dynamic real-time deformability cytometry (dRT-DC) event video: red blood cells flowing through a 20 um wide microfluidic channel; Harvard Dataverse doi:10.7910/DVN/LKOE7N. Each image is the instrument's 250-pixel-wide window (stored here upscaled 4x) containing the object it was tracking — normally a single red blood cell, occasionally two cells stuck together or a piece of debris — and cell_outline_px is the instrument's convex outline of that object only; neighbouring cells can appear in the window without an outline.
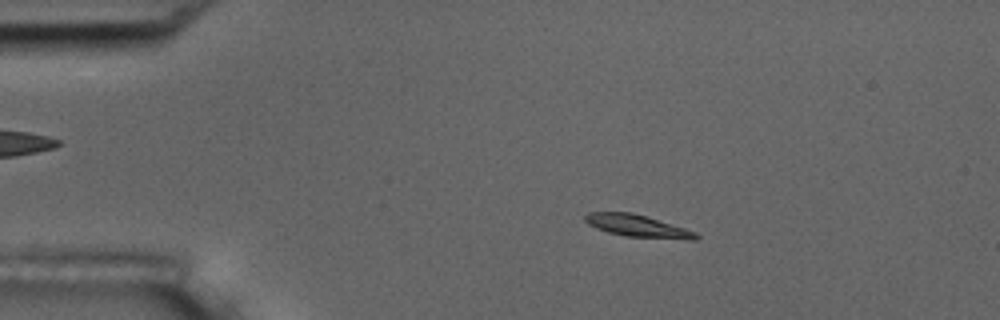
{"species": "common noctule bat (a hibernating species)", "species_latin": "Nyctalus noctula", "temperature_condition": "room temperature", "stored_images_in_passage": 55, "camera_frame_rate_fps": 3000, "um_per_image_px": 0.085, "animal": {"sex": "male", "body_mass_g": 17.5, "forearm_length_mm": 52.3}, "frame": {"image": 1, "passage_image": 10, "time_ms": 3.0, "image_size_px": [1000, 320], "cell_outline_px": [[700, 236], [696, 240], [688, 240], [628, 236], [608, 232], [596, 228], [588, 224], [584, 220], [584, 216], [588, 212], [632, 212], [648, 216], [696, 232]], "centroid_in_image_um": [54.21, 19.2], "position_along_channel_um": 30.8, "area_um2": 14.39}}
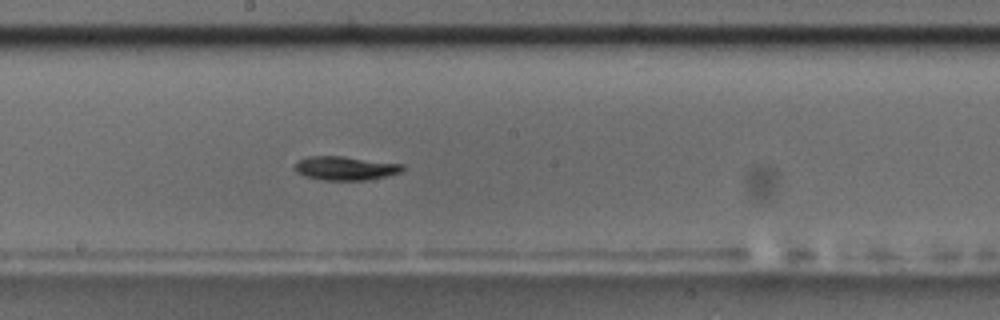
{"frame": {"image": 2, "passage_image": 30, "time_ms": 9.667, "image_size_px": [1000, 320], "cell_outline_px": [[404, 168], [400, 172], [368, 180], [320, 180], [304, 176], [296, 172], [296, 164], [300, 160], [308, 156], [344, 156], [404, 164]], "centroid_in_image_um": [29.36, 14.3], "position_along_channel_um": 218.8, "area_um2": 14.91}}
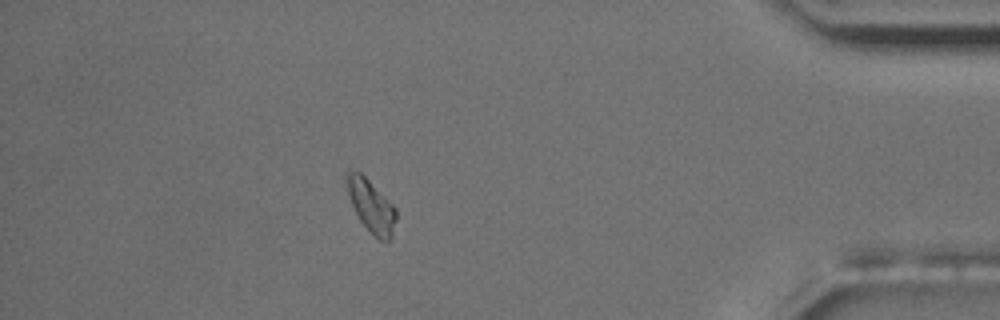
{"frame": {"image": 3, "passage_image": 49, "time_ms": 16.0, "image_size_px": [1000, 320], "cell_outline_px": [[396, 220], [392, 240], [380, 240], [360, 220], [352, 204], [348, 192], [348, 172], [360, 172], [396, 208]], "centroid_in_image_um": [31.61, 17.56], "position_along_channel_um": 403.6, "area_um2": 14.33}, "authors_computed_cell_mechanics": {"area_um2": 14.6812, "velocity_mm_per_s": 3.6019, "shape_relaxation_time_tau1_ms": 1.8238, "shape_relaxation_time_tau2_ms": null, "deformation_change_tau1": 0.1644, "deformation_change_tau2": null}}